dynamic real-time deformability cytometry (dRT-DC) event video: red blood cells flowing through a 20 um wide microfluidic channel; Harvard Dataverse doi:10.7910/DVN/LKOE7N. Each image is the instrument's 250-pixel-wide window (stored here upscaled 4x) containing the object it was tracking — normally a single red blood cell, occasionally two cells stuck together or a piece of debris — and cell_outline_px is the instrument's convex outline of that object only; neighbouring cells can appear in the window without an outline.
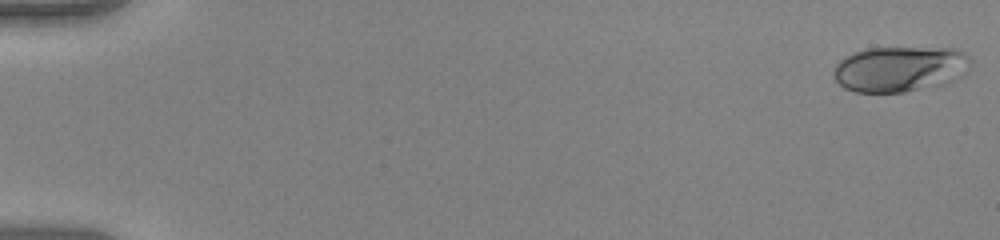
{"species": "human", "species_latin": "Homo sapiens", "temperature_condition": "warm", "stored_images_in_passage": 52, "camera_frame_rate_fps": 3000, "um_per_image_px": 0.085, "donor": {"sex": "female"}, "frame": {"image": 1, "passage_image": 1, "time_ms": 0.0, "image_size_px": [1000, 240], "cell_outline_px": [[972, 60], [960, 76], [956, 80], [948, 84], [904, 92], [856, 92], [844, 88], [836, 80], [832, 72], [836, 64], [840, 60], [856, 52], [868, 48], [952, 48], [964, 52]], "centroid_in_image_um": [76.5, 5.87], "position_along_channel_um": 8.5, "area_um2": 36.36}}
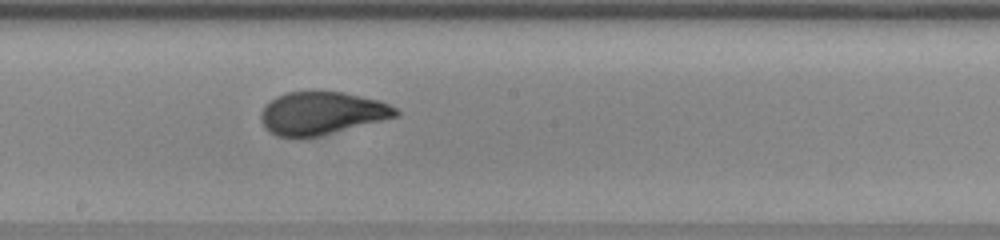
{"frame": {"image": 2, "passage_image": 30, "time_ms": 9.667, "image_size_px": [1000, 240], "cell_outline_px": [[400, 116], [304, 140], [296, 140], [276, 136], [268, 132], [264, 128], [260, 120], [260, 112], [264, 104], [276, 96], [288, 92], [312, 88], [344, 92], [380, 100], [396, 108], [400, 112]], "centroid_in_image_um": [27.28, 9.62], "position_along_channel_um": 220.9, "area_um2": 35.37}}
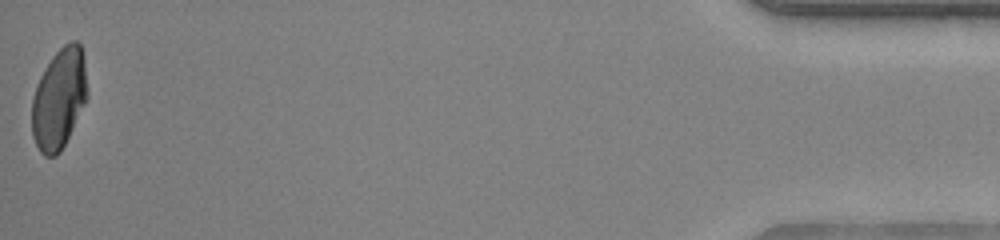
{"frame": {"image": 3, "passage_image": 52, "time_ms": 17.0, "image_size_px": [1000, 240], "cell_outline_px": [[88, 96], [60, 152], [56, 156], [44, 156], [40, 152], [32, 136], [32, 100], [40, 76], [44, 68], [52, 56], [64, 44], [72, 40], [76, 40], [80, 44], [84, 56]], "centroid_in_image_um": [5.02, 8.37], "position_along_channel_um": 430.2, "area_um2": 32.31}, "authors_computed_cell_mechanics": {"area_um2": 33.4084, "velocity_mm_per_s": 4.0299, "shape_relaxation_time_tau1_ms": 6.9633, "shape_relaxation_time_tau2_ms": null, "deformation_change_tau1": 0.2806, "deformation_change_tau2": null}}